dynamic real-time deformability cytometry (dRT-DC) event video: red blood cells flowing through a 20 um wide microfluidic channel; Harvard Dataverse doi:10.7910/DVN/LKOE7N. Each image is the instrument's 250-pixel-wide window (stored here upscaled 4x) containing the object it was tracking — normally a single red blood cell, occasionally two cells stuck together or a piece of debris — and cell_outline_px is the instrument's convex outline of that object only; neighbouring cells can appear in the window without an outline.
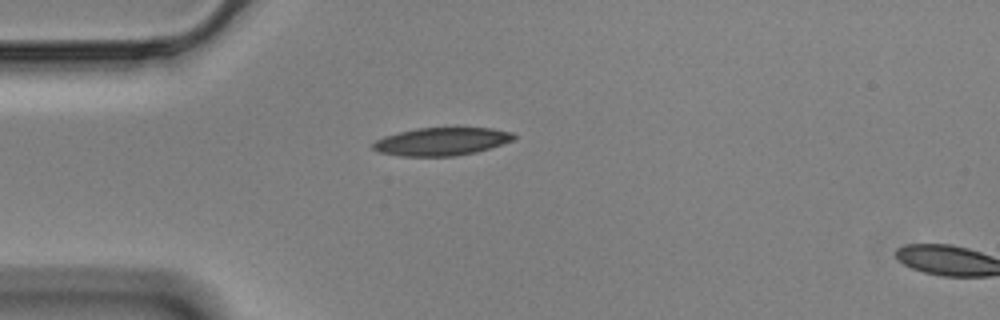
{"species": "Egyptian fruit bat (a non-hibernating species)", "species_latin": "Rousettus aegyptiacus", "temperature_condition": "cold", "stored_images_in_passage": 3, "camera_frame_rate_fps": 3000, "um_per_image_px": 0.085, "animal": {"sex": "male"}, "frame": {"image": 1, "passage_image": 1, "time_ms": 0.0, "image_size_px": [1000, 320], "cell_outline_px": [[516, 136], [512, 140], [476, 152], [452, 156], [400, 156], [380, 152], [372, 148], [372, 144], [376, 140], [384, 136], [416, 128], [492, 128], [512, 132]], "centroid_in_image_um": [37.5, 12.02], "position_along_channel_um": 47.5, "area_um2": 22.66}}